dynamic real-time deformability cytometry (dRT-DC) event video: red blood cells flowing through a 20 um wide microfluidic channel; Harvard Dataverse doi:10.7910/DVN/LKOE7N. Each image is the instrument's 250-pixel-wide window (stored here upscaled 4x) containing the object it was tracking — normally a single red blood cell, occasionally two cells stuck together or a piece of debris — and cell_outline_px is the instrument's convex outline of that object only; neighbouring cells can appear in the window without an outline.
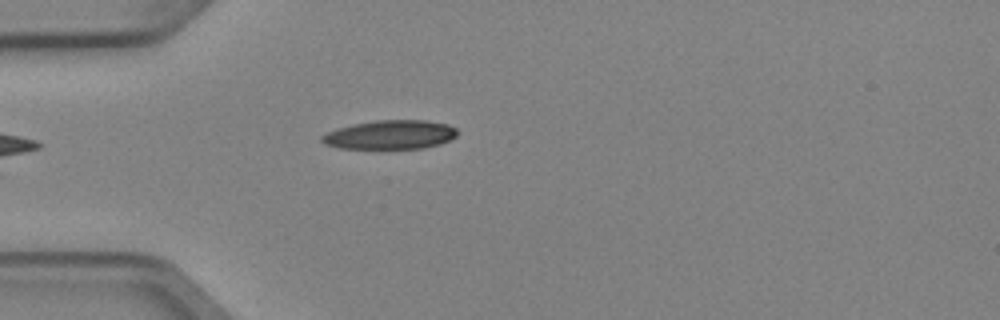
{"species": "Egyptian fruit bat (a non-hibernating species)", "species_latin": "Rousettus aegyptiacus", "temperature_condition": "cold", "stored_images_in_passage": 4, "camera_frame_rate_fps": 3000, "um_per_image_px": 0.085, "animal": {"sex": "female"}, "frame": {"image": 1, "passage_image": 4, "time_ms": 1.0, "image_size_px": [1000, 320], "cell_outline_px": [[456, 136], [440, 144], [424, 148], [340, 148], [324, 144], [320, 140], [320, 136], [328, 132], [352, 124], [376, 120], [424, 120], [448, 124], [456, 128]], "centroid_in_image_um": [33.16, 11.45], "position_along_channel_um": 51.8, "area_um2": 22.72}}